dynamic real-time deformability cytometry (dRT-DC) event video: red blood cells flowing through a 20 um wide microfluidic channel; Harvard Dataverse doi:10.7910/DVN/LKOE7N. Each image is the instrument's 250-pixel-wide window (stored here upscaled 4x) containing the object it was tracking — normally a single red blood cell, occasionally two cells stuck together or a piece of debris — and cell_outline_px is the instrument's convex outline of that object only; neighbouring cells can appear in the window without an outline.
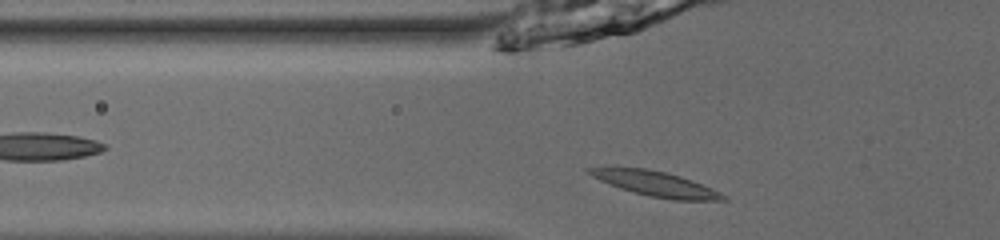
{"species": "common noctule bat (a hibernating species)", "species_latin": "Nyctalus noctula", "temperature_condition": "room temperature", "stored_images_in_passage": 35, "camera_frame_rate_fps": 3000, "um_per_image_px": 0.085, "animal": {"sex": "male", "body_mass_g": 13.0, "forearm_length_mm": 53.1}, "frame": {"image": 1, "passage_image": 2, "time_ms": 0.333, "image_size_px": [1000, 240], "cell_outline_px": [[728, 200], [672, 200], [648, 196], [632, 192], [620, 188], [600, 180], [584, 172], [584, 168], [616, 164], [644, 168], [668, 172], [692, 180], [712, 188], [728, 196]], "centroid_in_image_um": [55.61, 15.57], "position_along_channel_um": 70.2, "area_um2": 20.35}}
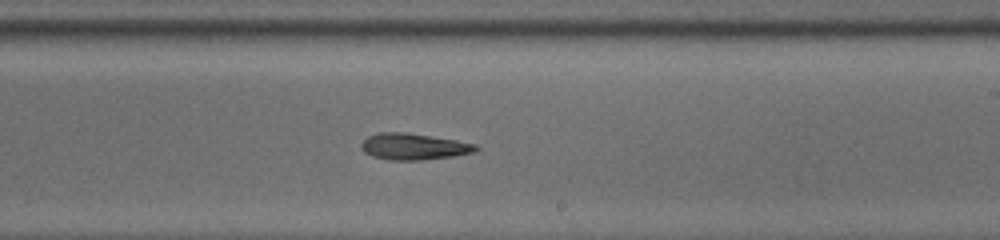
{"frame": {"image": 2, "passage_image": 16, "time_ms": 5.0, "image_size_px": [1000, 240], "cell_outline_px": [[480, 148], [472, 152], [452, 156], [424, 160], [388, 160], [372, 156], [364, 152], [360, 148], [360, 144], [368, 136], [380, 132], [404, 132], [456, 140], [476, 144]], "centroid_in_image_um": [35.13, 12.46], "position_along_channel_um": 253.9, "area_um2": 17.57}}
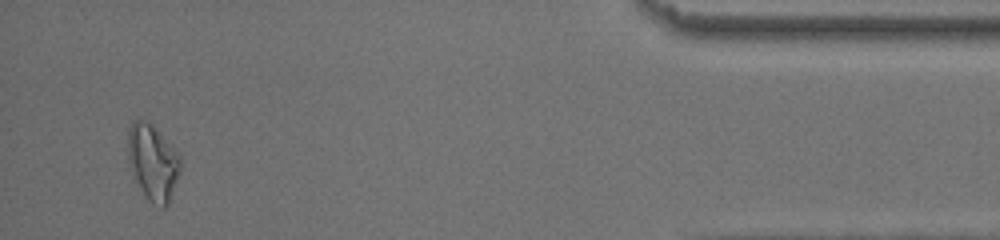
{"frame": {"image": 3, "passage_image": 33, "time_ms": 10.667, "image_size_px": [1000, 240], "cell_outline_px": [[180, 172], [168, 204], [164, 208], [160, 208], [152, 204], [144, 196], [136, 180], [128, 160], [128, 128], [132, 120], [148, 120], [152, 124], [180, 156]], "centroid_in_image_um": [12.98, 13.8], "position_along_channel_um": 422.2, "area_um2": 23.12}, "authors_computed_cell_mechanics": {"area_um2": 17.6868, "velocity_mm_per_s": 3.9586, "shape_relaxation_time_tau1_ms": 3.6879, "shape_relaxation_time_tau2_ms": 7.5511, "deformation_change_tau1": 0.1558, "deformation_change_tau2": 0.218}}